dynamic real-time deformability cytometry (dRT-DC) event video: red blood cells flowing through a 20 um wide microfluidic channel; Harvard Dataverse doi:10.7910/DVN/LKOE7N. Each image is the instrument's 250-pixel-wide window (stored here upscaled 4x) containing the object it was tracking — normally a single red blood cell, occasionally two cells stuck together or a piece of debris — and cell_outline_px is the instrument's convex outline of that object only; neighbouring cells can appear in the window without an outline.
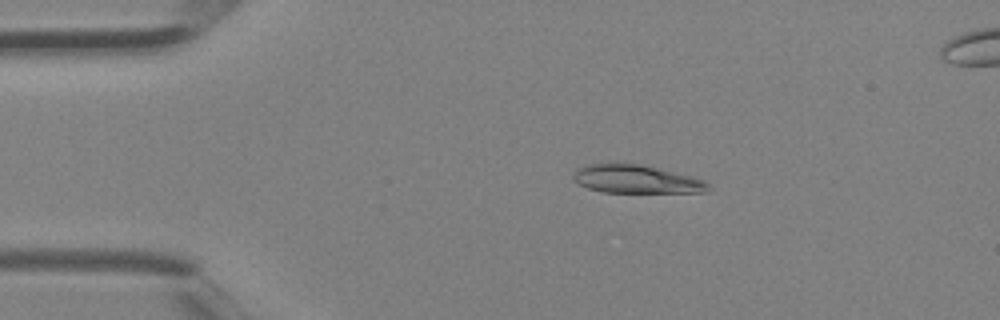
{"species": "Egyptian fruit bat (a non-hibernating species)", "species_latin": "Rousettus aegyptiacus", "temperature_condition": "room temperature", "stored_images_in_passage": 5, "camera_frame_rate_fps": 3000, "um_per_image_px": 0.085, "animal": {"sex": "female"}, "frame": {"image": 1, "passage_image": 3, "time_ms": 0.667, "image_size_px": [1000, 320], "cell_outline_px": [[712, 188], [708, 192], [604, 192], [588, 188], [580, 184], [572, 176], [576, 168], [588, 164], [616, 160], [640, 164], [660, 168], [692, 176], [704, 180]], "centroid_in_image_um": [54.06, 15.18], "position_along_channel_um": 30.9, "area_um2": 22.83}}